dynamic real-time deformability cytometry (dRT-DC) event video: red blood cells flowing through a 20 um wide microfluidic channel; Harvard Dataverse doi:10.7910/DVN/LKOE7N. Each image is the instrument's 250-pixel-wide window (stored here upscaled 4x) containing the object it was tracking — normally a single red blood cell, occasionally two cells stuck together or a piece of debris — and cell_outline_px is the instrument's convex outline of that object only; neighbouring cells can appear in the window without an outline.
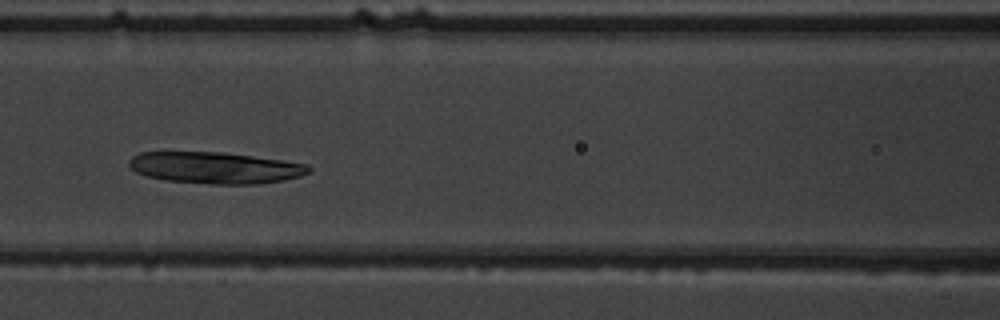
{"species": "common noctule bat (a hibernating species)", "species_latin": "Nyctalus noctula", "temperature_condition": "warm", "stored_images_in_passage": 4, "camera_frame_rate_fps": 3000, "um_per_image_px": 0.085, "animal": {"sex": "male", "body_mass_g": 19.5, "forearm_length_mm": 54.6}, "frame": {"image": 1, "passage_image": 4, "time_ms": 3.333, "image_size_px": [1000, 320], "cell_outline_px": [[312, 168], [308, 172], [300, 176], [284, 180], [256, 184], [212, 184], [168, 180], [148, 176], [136, 172], [128, 164], [128, 160], [132, 156], [140, 152], [220, 152], [252, 156], [308, 164]], "centroid_in_image_um": [18.29, 14.25], "position_along_channel_um": 148.3, "area_um2": 32.77}}